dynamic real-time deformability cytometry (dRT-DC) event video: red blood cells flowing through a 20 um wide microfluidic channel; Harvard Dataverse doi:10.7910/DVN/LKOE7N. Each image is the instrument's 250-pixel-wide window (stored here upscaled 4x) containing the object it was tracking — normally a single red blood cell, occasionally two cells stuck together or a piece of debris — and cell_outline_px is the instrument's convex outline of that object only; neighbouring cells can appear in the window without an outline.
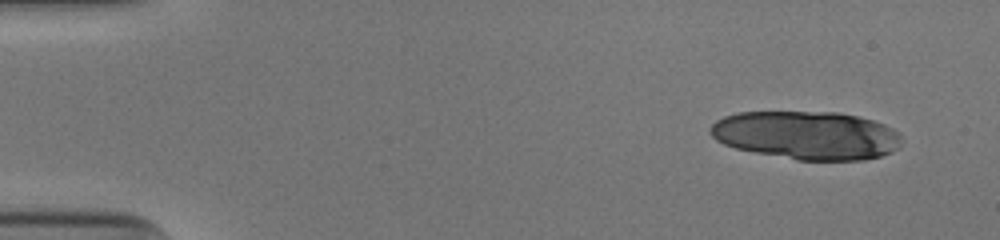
{"species": "human", "species_latin": "Homo sapiens", "temperature_condition": "cold", "stored_images_in_passage": 14, "camera_frame_rate_fps": 3000, "um_per_image_px": 0.085, "donor": {"sex": "male"}, "frame": {"image": 1, "passage_image": 1, "time_ms": 0.0, "image_size_px": [1000, 240], "cell_outline_px": [[900, 144], [892, 152], [880, 156], [864, 160], [796, 160], [736, 148], [724, 144], [716, 140], [708, 132], [708, 128], [716, 120], [724, 116], [740, 112], [840, 112], [872, 120], [884, 124], [892, 128], [900, 136]], "centroid_in_image_um": [68.54, 11.49], "position_along_channel_um": 16.5, "area_um2": 53.87}}